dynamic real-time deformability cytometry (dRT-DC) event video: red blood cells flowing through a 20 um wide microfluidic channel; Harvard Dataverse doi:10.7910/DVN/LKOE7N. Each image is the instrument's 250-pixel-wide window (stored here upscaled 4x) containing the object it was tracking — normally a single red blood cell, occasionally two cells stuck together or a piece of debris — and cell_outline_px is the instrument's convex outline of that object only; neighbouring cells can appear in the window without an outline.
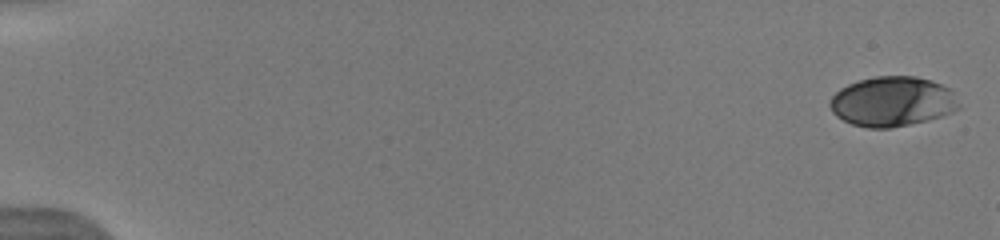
{"species": "human", "species_latin": "Homo sapiens", "temperature_condition": "warm", "stored_images_in_passage": 6, "camera_frame_rate_fps": 3000, "um_per_image_px": 0.085, "donor": {"sex": "male"}, "frame": {"image": 1, "passage_image": 1, "time_ms": 0.0, "image_size_px": [1000, 240], "cell_outline_px": [[960, 108], [952, 112], [928, 120], [888, 128], [868, 128], [852, 124], [836, 116], [832, 112], [828, 104], [832, 96], [840, 88], [848, 84], [860, 80], [876, 76], [916, 76], [932, 80], [952, 88], [960, 104]], "centroid_in_image_um": [75.87, 8.62], "position_along_channel_um": 9.1, "area_um2": 37.69}}